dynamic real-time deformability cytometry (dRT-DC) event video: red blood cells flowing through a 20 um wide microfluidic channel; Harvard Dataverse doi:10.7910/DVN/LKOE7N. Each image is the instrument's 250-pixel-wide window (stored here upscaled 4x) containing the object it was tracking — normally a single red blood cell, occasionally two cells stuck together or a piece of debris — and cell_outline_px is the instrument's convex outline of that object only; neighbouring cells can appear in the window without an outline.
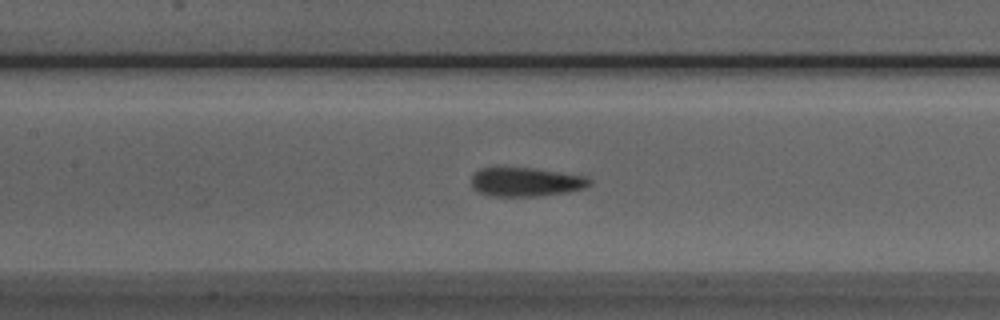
{"species": "Egyptian fruit bat (a non-hibernating species)", "species_latin": "Rousettus aegyptiacus", "temperature_condition": "room temperature", "stored_images_in_passage": 41, "camera_frame_rate_fps": 3000, "um_per_image_px": 0.085, "animal": {"sex": "male"}, "frame": {"image": 1, "passage_image": 12, "time_ms": 3.667, "image_size_px": [1000, 320], "cell_outline_px": [[592, 184], [584, 188], [568, 192], [536, 196], [488, 196], [472, 188], [472, 176], [480, 168], [536, 168], [588, 176], [592, 180]], "centroid_in_image_um": [44.75, 15.46], "position_along_channel_um": 162.7, "area_um2": 20.06}}
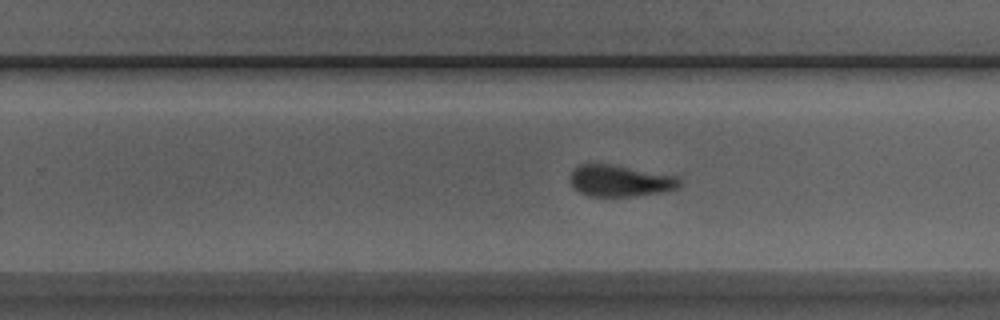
{"frame": {"image": 2, "passage_image": 21, "time_ms": 6.667, "image_size_px": [1000, 320], "cell_outline_px": [[684, 184], [680, 188], [660, 192], [632, 196], [592, 196], [580, 192], [572, 188], [568, 180], [568, 176], [572, 168], [580, 164], [608, 164], [680, 176], [684, 180]], "centroid_in_image_um": [52.72, 15.36], "position_along_channel_um": 277.1, "area_um2": 20.52}}
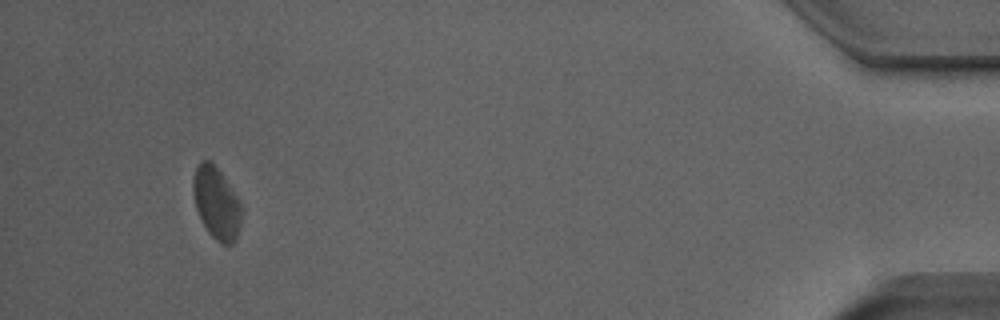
{"frame": {"image": 3, "passage_image": 38, "time_ms": 12.333, "image_size_px": [1000, 320], "cell_outline_px": [[244, 212], [236, 240], [232, 244], [220, 244], [208, 232], [200, 220], [196, 208], [192, 192], [192, 180], [196, 168], [200, 160], [208, 160], [220, 172], [236, 196]], "centroid_in_image_um": [18.39, 17.3], "position_along_channel_um": 416.8, "area_um2": 20.4}, "authors_computed_cell_mechanics": {"area_um2": 20.7502, "velocity_mm_per_s": 3.8323, "shape_relaxation_time_tau1_ms": 6.1701, "shape_relaxation_time_tau2_ms": 1.6628, "deformation_change_tau1": 0.1461, "deformation_change_tau2": 0.0754}}